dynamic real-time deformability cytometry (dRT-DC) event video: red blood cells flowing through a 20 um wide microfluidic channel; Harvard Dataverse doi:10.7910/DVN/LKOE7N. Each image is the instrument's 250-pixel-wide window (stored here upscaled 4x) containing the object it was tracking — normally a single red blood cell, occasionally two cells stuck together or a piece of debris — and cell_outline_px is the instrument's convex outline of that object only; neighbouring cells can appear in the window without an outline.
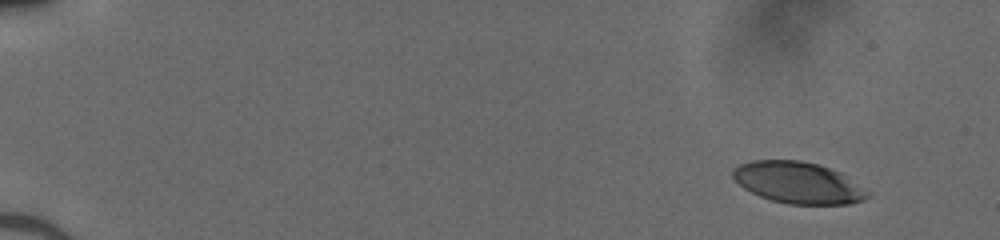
{"species": "human", "species_latin": "Homo sapiens", "temperature_condition": "cold", "stored_images_in_passage": 48, "camera_frame_rate_fps": 3000, "um_per_image_px": 0.085, "donor": {"sex": "male"}, "frame": {"image": 1, "passage_image": 1, "time_ms": 0.0, "image_size_px": [1000, 240], "cell_outline_px": [[868, 196], [864, 200], [848, 204], [788, 204], [772, 200], [760, 196], [744, 188], [732, 176], [732, 172], [740, 164], [752, 160], [800, 160], [816, 164], [840, 172], [868, 192]], "centroid_in_image_um": [67.82, 15.53], "position_along_channel_um": 17.2, "area_um2": 32.08}}
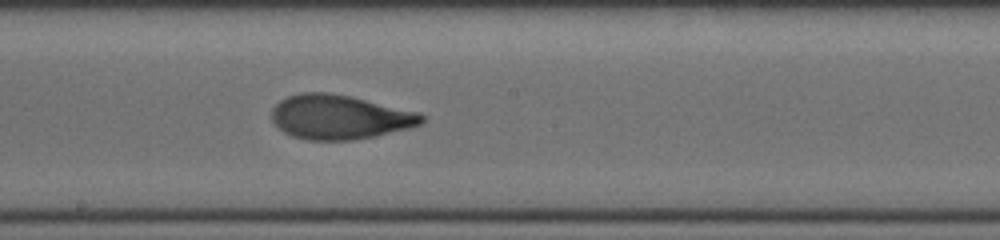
{"frame": {"image": 2, "passage_image": 27, "time_ms": 8.667, "image_size_px": [1000, 240], "cell_outline_px": [[424, 120], [420, 124], [408, 128], [372, 136], [352, 140], [308, 140], [292, 136], [284, 132], [272, 120], [272, 108], [280, 100], [288, 96], [300, 92], [328, 92], [352, 96], [420, 112], [424, 116]], "centroid_in_image_um": [28.85, 9.93], "position_along_channel_um": 219.3, "area_um2": 38.73}}
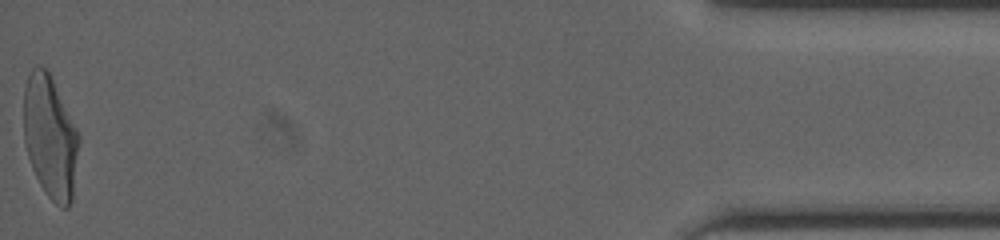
{"frame": {"image": 3, "passage_image": 48, "time_ms": 15.667, "image_size_px": [1000, 240], "cell_outline_px": [[80, 140], [72, 200], [68, 208], [60, 208], [48, 196], [40, 184], [32, 168], [24, 144], [24, 88], [28, 76], [32, 68], [36, 64], [40, 64], [48, 72], [80, 136]], "centroid_in_image_um": [4.26, 11.68], "position_along_channel_um": 430.9, "area_um2": 39.25}}